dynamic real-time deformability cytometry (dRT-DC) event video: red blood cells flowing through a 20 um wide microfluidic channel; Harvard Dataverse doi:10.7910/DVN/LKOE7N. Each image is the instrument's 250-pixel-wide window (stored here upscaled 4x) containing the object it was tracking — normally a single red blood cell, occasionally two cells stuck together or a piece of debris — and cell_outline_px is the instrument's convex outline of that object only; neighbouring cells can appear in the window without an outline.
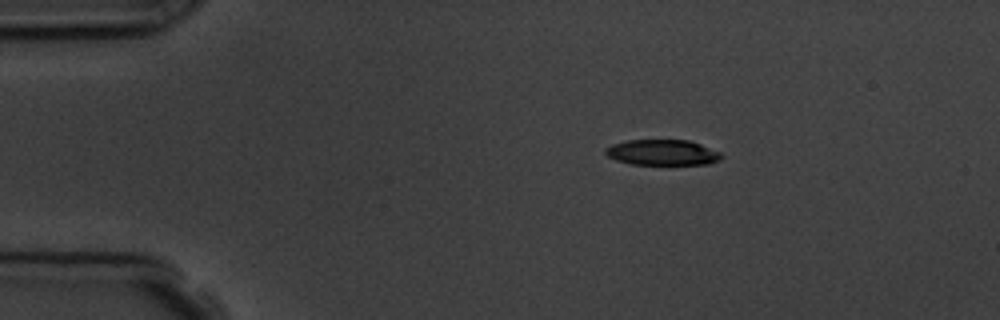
{"species": "common noctule bat (a hibernating species)", "species_latin": "Nyctalus noctula", "temperature_condition": "room temperature", "stored_images_in_passage": 5, "camera_frame_rate_fps": 3000, "um_per_image_px": 0.085, "animal": {"sex": "male", "body_mass_g": 19.5, "forearm_length_mm": 54.6}, "frame": {"image": 1, "passage_image": 2, "time_ms": 1.333, "image_size_px": [1000, 320], "cell_outline_px": [[724, 156], [720, 160], [708, 164], [632, 164], [616, 160], [608, 156], [604, 152], [604, 148], [612, 144], [628, 140], [688, 140], [700, 144], [720, 152]], "centroid_in_image_um": [56.3, 12.96], "position_along_channel_um": 28.7, "area_um2": 17.28}}
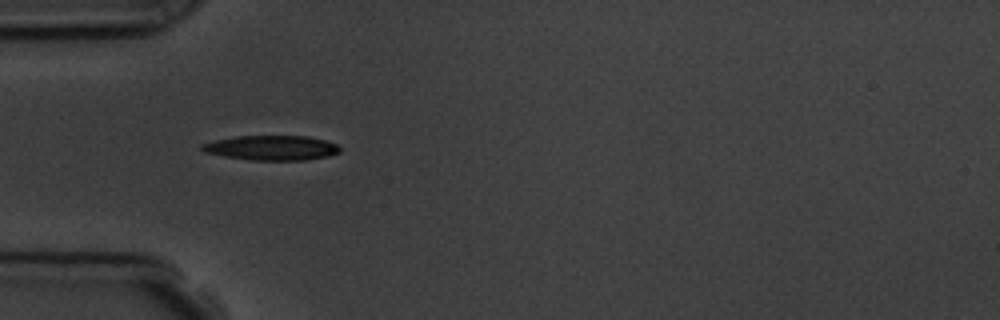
{"frame": {"image": 2, "passage_image": 4, "time_ms": 3.667, "image_size_px": [1000, 320], "cell_outline_px": [[340, 152], [328, 156], [304, 160], [252, 160], [224, 156], [204, 152], [200, 148], [200, 144], [216, 140], [236, 136], [308, 136], [324, 140], [336, 144], [340, 148]], "centroid_in_image_um": [23.07, 12.56], "position_along_channel_um": 61.9, "area_um2": 19.83}}